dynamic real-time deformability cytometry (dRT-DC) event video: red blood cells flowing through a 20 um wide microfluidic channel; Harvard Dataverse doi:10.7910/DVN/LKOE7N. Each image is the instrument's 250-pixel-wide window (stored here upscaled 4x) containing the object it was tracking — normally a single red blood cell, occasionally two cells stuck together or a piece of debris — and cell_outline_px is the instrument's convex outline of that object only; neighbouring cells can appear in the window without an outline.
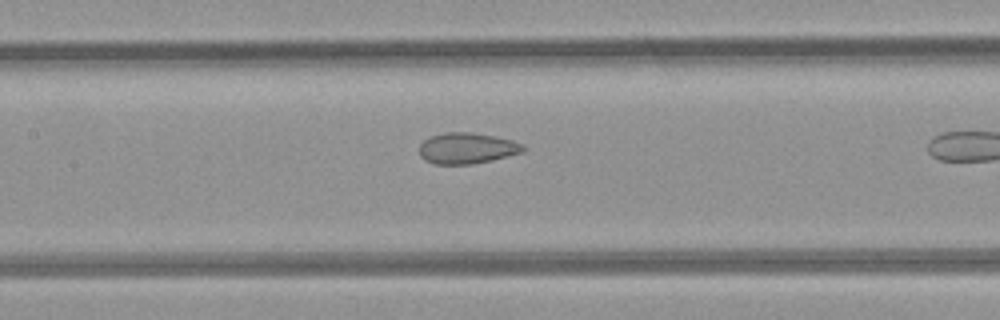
{"species": "common noctule bat (a hibernating species)", "species_latin": "Nyctalus noctula", "temperature_condition": "room temperature", "stored_images_in_passage": 6, "camera_frame_rate_fps": 3000, "um_per_image_px": 0.085, "animal": {"sex": "female", "body_mass_g": 21.9}, "frame": {"image": 1, "passage_image": 5, "time_ms": 4.667, "image_size_px": [1000, 320], "cell_outline_px": [[524, 152], [492, 160], [472, 164], [436, 164], [424, 160], [420, 156], [420, 144], [424, 140], [432, 136], [444, 132], [472, 132], [496, 136], [512, 140], [524, 144]], "centroid_in_image_um": [39.71, 12.59], "position_along_channel_um": 167.7, "area_um2": 18.84}}